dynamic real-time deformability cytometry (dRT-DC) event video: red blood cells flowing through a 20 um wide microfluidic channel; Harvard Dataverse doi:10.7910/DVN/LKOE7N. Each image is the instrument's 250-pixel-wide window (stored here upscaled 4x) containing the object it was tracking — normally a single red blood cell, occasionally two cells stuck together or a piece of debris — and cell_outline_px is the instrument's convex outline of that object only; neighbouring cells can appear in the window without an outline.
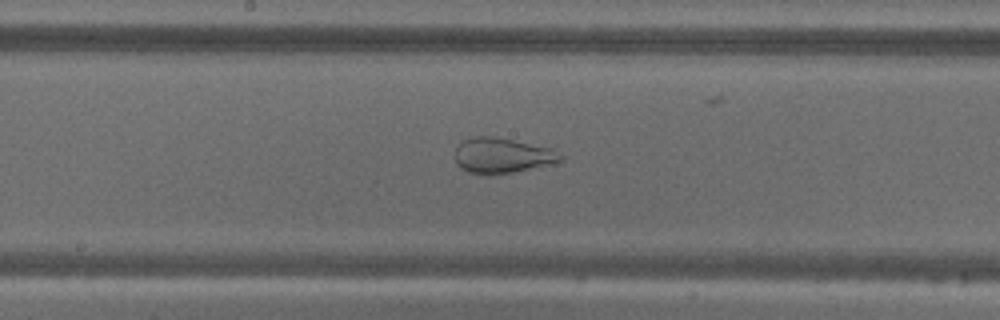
{"species": "common noctule bat (a hibernating species)", "species_latin": "Nyctalus noctula", "temperature_condition": "warm", "stored_images_in_passage": 55, "camera_frame_rate_fps": 3000, "um_per_image_px": 0.085, "animal": {"sex": "male", "body_mass_g": 18.8}, "frame": {"image": 1, "passage_image": 29, "time_ms": 9.333, "image_size_px": [1000, 320], "cell_outline_px": [[564, 160], [512, 172], [468, 172], [460, 168], [456, 164], [456, 148], [464, 140], [476, 136], [492, 136], [552, 148], [564, 156]], "centroid_in_image_um": [42.69, 13.18], "position_along_channel_um": 205.5, "area_um2": 20.92}}
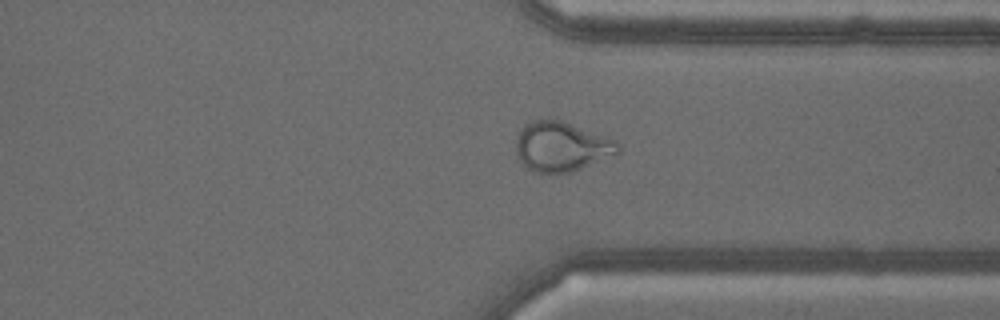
{"frame": {"image": 2, "passage_image": 42, "time_ms": 13.667, "image_size_px": [1000, 320], "cell_outline_px": [[620, 152], [616, 156], [572, 172], [532, 172], [516, 156], [516, 136], [524, 124], [532, 120], [560, 120], [608, 136], [616, 140], [620, 144]], "centroid_in_image_um": [47.77, 12.46], "position_along_channel_um": 363.6, "area_um2": 29.94}}
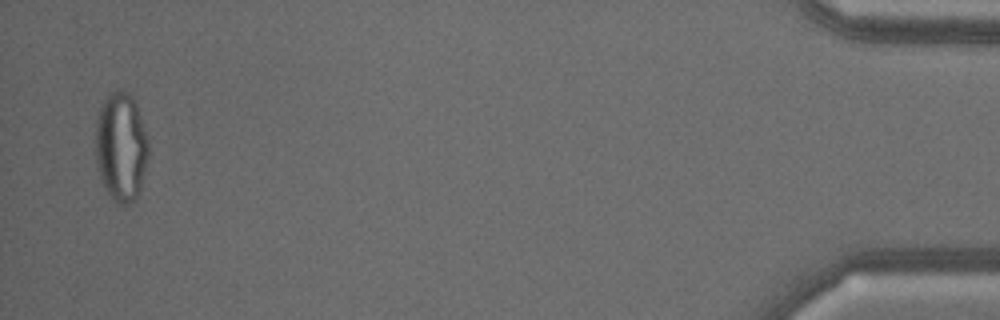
{"frame": {"image": 3, "passage_image": 54, "time_ms": 17.667, "image_size_px": [1000, 320], "cell_outline_px": [[148, 156], [140, 192], [136, 200], [124, 204], [116, 204], [112, 200], [104, 188], [100, 180], [96, 160], [96, 120], [100, 108], [104, 100], [112, 92], [120, 88], [128, 92], [136, 100], [148, 140]], "centroid_in_image_um": [10.3, 12.5], "position_along_channel_um": 424.9, "area_um2": 34.1}}